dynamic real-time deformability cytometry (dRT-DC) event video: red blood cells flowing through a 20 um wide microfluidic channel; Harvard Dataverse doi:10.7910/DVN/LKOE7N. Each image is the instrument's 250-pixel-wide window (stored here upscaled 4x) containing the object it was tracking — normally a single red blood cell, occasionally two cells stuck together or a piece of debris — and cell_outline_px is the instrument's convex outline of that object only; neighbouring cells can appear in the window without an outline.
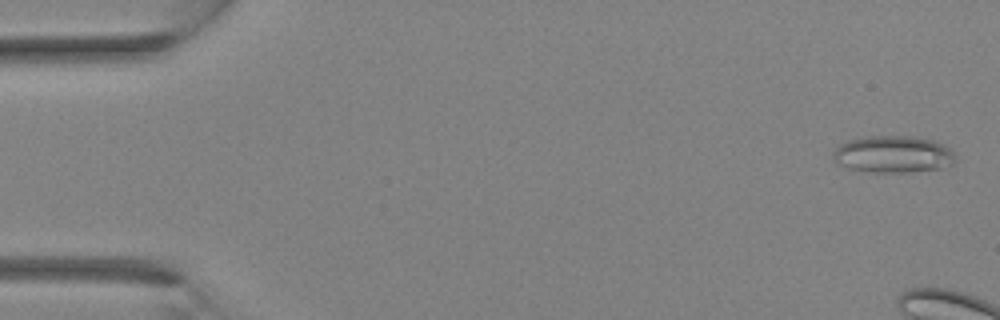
{"species": "Egyptian fruit bat (a non-hibernating species)", "species_latin": "Rousettus aegyptiacus", "temperature_condition": "room temperature", "stored_images_in_passage": 3, "camera_frame_rate_fps": 3000, "um_per_image_px": 0.085, "animal": {"sex": "female"}, "frame": {"image": 1, "passage_image": 1, "time_ms": 0.0, "image_size_px": [1000, 320], "cell_outline_px": [[956, 160], [952, 164], [944, 168], [912, 172], [872, 172], [848, 168], [832, 160], [832, 152], [840, 144], [848, 140], [868, 136], [908, 136], [932, 140], [944, 144], [952, 148], [956, 156]], "centroid_in_image_um": [75.95, 13.12], "position_along_channel_um": 9.1, "area_um2": 26.65}}